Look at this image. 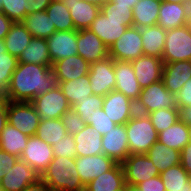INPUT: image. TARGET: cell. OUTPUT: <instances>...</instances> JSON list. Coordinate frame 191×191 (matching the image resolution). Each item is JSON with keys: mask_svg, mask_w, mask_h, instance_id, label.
I'll return each mask as SVG.
<instances>
[{"mask_svg": "<svg viewBox=\"0 0 191 191\" xmlns=\"http://www.w3.org/2000/svg\"><path fill=\"white\" fill-rule=\"evenodd\" d=\"M52 66L18 62L4 96L12 102H31L57 85Z\"/></svg>", "mask_w": 191, "mask_h": 191, "instance_id": "cell-1", "label": "cell"}, {"mask_svg": "<svg viewBox=\"0 0 191 191\" xmlns=\"http://www.w3.org/2000/svg\"><path fill=\"white\" fill-rule=\"evenodd\" d=\"M132 10L128 7L116 6L108 0L100 7L99 15L88 29L93 31L110 48L128 27L133 26Z\"/></svg>", "mask_w": 191, "mask_h": 191, "instance_id": "cell-2", "label": "cell"}, {"mask_svg": "<svg viewBox=\"0 0 191 191\" xmlns=\"http://www.w3.org/2000/svg\"><path fill=\"white\" fill-rule=\"evenodd\" d=\"M41 179L50 191H84L76 169L75 159L65 156L54 157L47 169L42 173Z\"/></svg>", "mask_w": 191, "mask_h": 191, "instance_id": "cell-3", "label": "cell"}, {"mask_svg": "<svg viewBox=\"0 0 191 191\" xmlns=\"http://www.w3.org/2000/svg\"><path fill=\"white\" fill-rule=\"evenodd\" d=\"M127 140L130 154H146L158 141V132L147 114L135 112L126 123Z\"/></svg>", "mask_w": 191, "mask_h": 191, "instance_id": "cell-4", "label": "cell"}, {"mask_svg": "<svg viewBox=\"0 0 191 191\" xmlns=\"http://www.w3.org/2000/svg\"><path fill=\"white\" fill-rule=\"evenodd\" d=\"M170 108H177L176 97L175 94L168 91L162 80L142 89L138 100L135 102L136 112L143 114Z\"/></svg>", "mask_w": 191, "mask_h": 191, "instance_id": "cell-5", "label": "cell"}, {"mask_svg": "<svg viewBox=\"0 0 191 191\" xmlns=\"http://www.w3.org/2000/svg\"><path fill=\"white\" fill-rule=\"evenodd\" d=\"M191 61V25L168 30L164 43L162 61Z\"/></svg>", "mask_w": 191, "mask_h": 191, "instance_id": "cell-6", "label": "cell"}, {"mask_svg": "<svg viewBox=\"0 0 191 191\" xmlns=\"http://www.w3.org/2000/svg\"><path fill=\"white\" fill-rule=\"evenodd\" d=\"M7 121L27 136H34L41 121L31 102L8 100Z\"/></svg>", "mask_w": 191, "mask_h": 191, "instance_id": "cell-7", "label": "cell"}, {"mask_svg": "<svg viewBox=\"0 0 191 191\" xmlns=\"http://www.w3.org/2000/svg\"><path fill=\"white\" fill-rule=\"evenodd\" d=\"M3 172L0 186L4 191H22L29 184L41 179V174L20 158L14 165L4 167Z\"/></svg>", "mask_w": 191, "mask_h": 191, "instance_id": "cell-8", "label": "cell"}, {"mask_svg": "<svg viewBox=\"0 0 191 191\" xmlns=\"http://www.w3.org/2000/svg\"><path fill=\"white\" fill-rule=\"evenodd\" d=\"M32 105L40 116V119H59L71 108L67 98L59 88L58 84L50 91L36 96Z\"/></svg>", "mask_w": 191, "mask_h": 191, "instance_id": "cell-9", "label": "cell"}, {"mask_svg": "<svg viewBox=\"0 0 191 191\" xmlns=\"http://www.w3.org/2000/svg\"><path fill=\"white\" fill-rule=\"evenodd\" d=\"M143 54L141 29L128 27L109 48V56L114 60L132 61Z\"/></svg>", "mask_w": 191, "mask_h": 191, "instance_id": "cell-10", "label": "cell"}, {"mask_svg": "<svg viewBox=\"0 0 191 191\" xmlns=\"http://www.w3.org/2000/svg\"><path fill=\"white\" fill-rule=\"evenodd\" d=\"M124 169L126 185L136 186L145 180L160 175L147 154H129L121 163Z\"/></svg>", "mask_w": 191, "mask_h": 191, "instance_id": "cell-11", "label": "cell"}, {"mask_svg": "<svg viewBox=\"0 0 191 191\" xmlns=\"http://www.w3.org/2000/svg\"><path fill=\"white\" fill-rule=\"evenodd\" d=\"M93 94L106 96L115 90L114 59L110 56L90 64L88 73Z\"/></svg>", "mask_w": 191, "mask_h": 191, "instance_id": "cell-12", "label": "cell"}, {"mask_svg": "<svg viewBox=\"0 0 191 191\" xmlns=\"http://www.w3.org/2000/svg\"><path fill=\"white\" fill-rule=\"evenodd\" d=\"M53 158L52 146L36 135L28 138L26 148L20 156V159L41 175L47 169Z\"/></svg>", "mask_w": 191, "mask_h": 191, "instance_id": "cell-13", "label": "cell"}, {"mask_svg": "<svg viewBox=\"0 0 191 191\" xmlns=\"http://www.w3.org/2000/svg\"><path fill=\"white\" fill-rule=\"evenodd\" d=\"M102 109L117 125L126 124L136 112L135 102L115 90L104 96Z\"/></svg>", "mask_w": 191, "mask_h": 191, "instance_id": "cell-14", "label": "cell"}, {"mask_svg": "<svg viewBox=\"0 0 191 191\" xmlns=\"http://www.w3.org/2000/svg\"><path fill=\"white\" fill-rule=\"evenodd\" d=\"M77 52L89 64L109 56V48L90 29L77 30Z\"/></svg>", "mask_w": 191, "mask_h": 191, "instance_id": "cell-15", "label": "cell"}, {"mask_svg": "<svg viewBox=\"0 0 191 191\" xmlns=\"http://www.w3.org/2000/svg\"><path fill=\"white\" fill-rule=\"evenodd\" d=\"M102 151L116 163H122L130 154L127 140L126 124L116 125L102 138Z\"/></svg>", "mask_w": 191, "mask_h": 191, "instance_id": "cell-16", "label": "cell"}, {"mask_svg": "<svg viewBox=\"0 0 191 191\" xmlns=\"http://www.w3.org/2000/svg\"><path fill=\"white\" fill-rule=\"evenodd\" d=\"M76 169L84 185H87L97 176L109 171L116 162L105 154L92 156H77Z\"/></svg>", "mask_w": 191, "mask_h": 191, "instance_id": "cell-17", "label": "cell"}, {"mask_svg": "<svg viewBox=\"0 0 191 191\" xmlns=\"http://www.w3.org/2000/svg\"><path fill=\"white\" fill-rule=\"evenodd\" d=\"M46 41L52 64L60 59L78 54L77 30L55 31Z\"/></svg>", "mask_w": 191, "mask_h": 191, "instance_id": "cell-18", "label": "cell"}, {"mask_svg": "<svg viewBox=\"0 0 191 191\" xmlns=\"http://www.w3.org/2000/svg\"><path fill=\"white\" fill-rule=\"evenodd\" d=\"M134 74L142 89L150 84L162 80V58L150 55H142L131 61Z\"/></svg>", "mask_w": 191, "mask_h": 191, "instance_id": "cell-19", "label": "cell"}, {"mask_svg": "<svg viewBox=\"0 0 191 191\" xmlns=\"http://www.w3.org/2000/svg\"><path fill=\"white\" fill-rule=\"evenodd\" d=\"M115 91L123 93L126 97L136 102L142 88L136 79L131 61L114 60Z\"/></svg>", "mask_w": 191, "mask_h": 191, "instance_id": "cell-20", "label": "cell"}, {"mask_svg": "<svg viewBox=\"0 0 191 191\" xmlns=\"http://www.w3.org/2000/svg\"><path fill=\"white\" fill-rule=\"evenodd\" d=\"M51 68L56 81H70L88 75L90 64L76 54L54 62Z\"/></svg>", "mask_w": 191, "mask_h": 191, "instance_id": "cell-21", "label": "cell"}, {"mask_svg": "<svg viewBox=\"0 0 191 191\" xmlns=\"http://www.w3.org/2000/svg\"><path fill=\"white\" fill-rule=\"evenodd\" d=\"M190 78L191 61L164 63L162 81L170 93L177 94L184 83Z\"/></svg>", "mask_w": 191, "mask_h": 191, "instance_id": "cell-22", "label": "cell"}, {"mask_svg": "<svg viewBox=\"0 0 191 191\" xmlns=\"http://www.w3.org/2000/svg\"><path fill=\"white\" fill-rule=\"evenodd\" d=\"M125 186L123 166L121 163H116L109 171L85 185L84 191H124Z\"/></svg>", "mask_w": 191, "mask_h": 191, "instance_id": "cell-23", "label": "cell"}, {"mask_svg": "<svg viewBox=\"0 0 191 191\" xmlns=\"http://www.w3.org/2000/svg\"><path fill=\"white\" fill-rule=\"evenodd\" d=\"M69 9L75 30L88 29L100 13V7L83 0H62Z\"/></svg>", "mask_w": 191, "mask_h": 191, "instance_id": "cell-24", "label": "cell"}, {"mask_svg": "<svg viewBox=\"0 0 191 191\" xmlns=\"http://www.w3.org/2000/svg\"><path fill=\"white\" fill-rule=\"evenodd\" d=\"M76 143V150L78 156H94L103 154L102 138L99 131L91 125L86 124L85 128L77 134L73 135Z\"/></svg>", "mask_w": 191, "mask_h": 191, "instance_id": "cell-25", "label": "cell"}, {"mask_svg": "<svg viewBox=\"0 0 191 191\" xmlns=\"http://www.w3.org/2000/svg\"><path fill=\"white\" fill-rule=\"evenodd\" d=\"M161 1L139 0L133 7V26L139 29L157 25Z\"/></svg>", "mask_w": 191, "mask_h": 191, "instance_id": "cell-26", "label": "cell"}, {"mask_svg": "<svg viewBox=\"0 0 191 191\" xmlns=\"http://www.w3.org/2000/svg\"><path fill=\"white\" fill-rule=\"evenodd\" d=\"M165 31L187 25L182 3L161 1L158 23Z\"/></svg>", "mask_w": 191, "mask_h": 191, "instance_id": "cell-27", "label": "cell"}, {"mask_svg": "<svg viewBox=\"0 0 191 191\" xmlns=\"http://www.w3.org/2000/svg\"><path fill=\"white\" fill-rule=\"evenodd\" d=\"M166 34L159 25L141 28L143 54L162 58Z\"/></svg>", "mask_w": 191, "mask_h": 191, "instance_id": "cell-28", "label": "cell"}, {"mask_svg": "<svg viewBox=\"0 0 191 191\" xmlns=\"http://www.w3.org/2000/svg\"><path fill=\"white\" fill-rule=\"evenodd\" d=\"M57 84L71 107L77 101H83L86 97L93 94L88 75L70 81H57Z\"/></svg>", "mask_w": 191, "mask_h": 191, "instance_id": "cell-29", "label": "cell"}, {"mask_svg": "<svg viewBox=\"0 0 191 191\" xmlns=\"http://www.w3.org/2000/svg\"><path fill=\"white\" fill-rule=\"evenodd\" d=\"M158 141L168 148L181 151L189 143V126L179 119L158 133Z\"/></svg>", "mask_w": 191, "mask_h": 191, "instance_id": "cell-30", "label": "cell"}, {"mask_svg": "<svg viewBox=\"0 0 191 191\" xmlns=\"http://www.w3.org/2000/svg\"><path fill=\"white\" fill-rule=\"evenodd\" d=\"M28 138L29 136L7 123L0 133V150L20 158L26 148Z\"/></svg>", "mask_w": 191, "mask_h": 191, "instance_id": "cell-31", "label": "cell"}, {"mask_svg": "<svg viewBox=\"0 0 191 191\" xmlns=\"http://www.w3.org/2000/svg\"><path fill=\"white\" fill-rule=\"evenodd\" d=\"M146 154L160 173L180 164V151L170 147L168 148L159 141L155 142Z\"/></svg>", "mask_w": 191, "mask_h": 191, "instance_id": "cell-32", "label": "cell"}, {"mask_svg": "<svg viewBox=\"0 0 191 191\" xmlns=\"http://www.w3.org/2000/svg\"><path fill=\"white\" fill-rule=\"evenodd\" d=\"M21 22L33 37L47 39L56 31L46 10L28 14Z\"/></svg>", "mask_w": 191, "mask_h": 191, "instance_id": "cell-33", "label": "cell"}, {"mask_svg": "<svg viewBox=\"0 0 191 191\" xmlns=\"http://www.w3.org/2000/svg\"><path fill=\"white\" fill-rule=\"evenodd\" d=\"M33 36L22 24V22H14L4 38L7 52L19 58L24 49L32 40Z\"/></svg>", "mask_w": 191, "mask_h": 191, "instance_id": "cell-34", "label": "cell"}, {"mask_svg": "<svg viewBox=\"0 0 191 191\" xmlns=\"http://www.w3.org/2000/svg\"><path fill=\"white\" fill-rule=\"evenodd\" d=\"M18 62L52 66L46 39L33 37L19 56Z\"/></svg>", "mask_w": 191, "mask_h": 191, "instance_id": "cell-35", "label": "cell"}, {"mask_svg": "<svg viewBox=\"0 0 191 191\" xmlns=\"http://www.w3.org/2000/svg\"><path fill=\"white\" fill-rule=\"evenodd\" d=\"M166 191H191V177L181 164L160 173Z\"/></svg>", "mask_w": 191, "mask_h": 191, "instance_id": "cell-36", "label": "cell"}, {"mask_svg": "<svg viewBox=\"0 0 191 191\" xmlns=\"http://www.w3.org/2000/svg\"><path fill=\"white\" fill-rule=\"evenodd\" d=\"M36 136L53 146L67 135L61 119H42L36 130Z\"/></svg>", "mask_w": 191, "mask_h": 191, "instance_id": "cell-37", "label": "cell"}, {"mask_svg": "<svg viewBox=\"0 0 191 191\" xmlns=\"http://www.w3.org/2000/svg\"><path fill=\"white\" fill-rule=\"evenodd\" d=\"M46 12L52 21V25H55L56 31L75 30L69 9L64 5L62 0H52L46 8Z\"/></svg>", "mask_w": 191, "mask_h": 191, "instance_id": "cell-38", "label": "cell"}, {"mask_svg": "<svg viewBox=\"0 0 191 191\" xmlns=\"http://www.w3.org/2000/svg\"><path fill=\"white\" fill-rule=\"evenodd\" d=\"M18 65V58L6 50L5 40L0 39V87L6 91Z\"/></svg>", "mask_w": 191, "mask_h": 191, "instance_id": "cell-39", "label": "cell"}, {"mask_svg": "<svg viewBox=\"0 0 191 191\" xmlns=\"http://www.w3.org/2000/svg\"><path fill=\"white\" fill-rule=\"evenodd\" d=\"M147 115L158 133L172 126L179 120L178 108L159 109Z\"/></svg>", "mask_w": 191, "mask_h": 191, "instance_id": "cell-40", "label": "cell"}, {"mask_svg": "<svg viewBox=\"0 0 191 191\" xmlns=\"http://www.w3.org/2000/svg\"><path fill=\"white\" fill-rule=\"evenodd\" d=\"M104 96L92 94L83 101H77L72 108L76 110L84 122H88L95 110L102 108Z\"/></svg>", "mask_w": 191, "mask_h": 191, "instance_id": "cell-41", "label": "cell"}, {"mask_svg": "<svg viewBox=\"0 0 191 191\" xmlns=\"http://www.w3.org/2000/svg\"><path fill=\"white\" fill-rule=\"evenodd\" d=\"M30 7L27 0H2L1 11L13 22H21Z\"/></svg>", "mask_w": 191, "mask_h": 191, "instance_id": "cell-42", "label": "cell"}, {"mask_svg": "<svg viewBox=\"0 0 191 191\" xmlns=\"http://www.w3.org/2000/svg\"><path fill=\"white\" fill-rule=\"evenodd\" d=\"M60 119L66 129L67 134L70 135L79 133L86 126V122L81 119L78 112L72 107L67 110Z\"/></svg>", "mask_w": 191, "mask_h": 191, "instance_id": "cell-43", "label": "cell"}, {"mask_svg": "<svg viewBox=\"0 0 191 191\" xmlns=\"http://www.w3.org/2000/svg\"><path fill=\"white\" fill-rule=\"evenodd\" d=\"M76 143L74 142L73 135L67 134L63 137L57 144L52 146V152L54 157H68L75 159L77 155V150L75 148Z\"/></svg>", "mask_w": 191, "mask_h": 191, "instance_id": "cell-44", "label": "cell"}, {"mask_svg": "<svg viewBox=\"0 0 191 191\" xmlns=\"http://www.w3.org/2000/svg\"><path fill=\"white\" fill-rule=\"evenodd\" d=\"M86 124L91 125L99 131L102 136L117 125L106 115L102 108L95 110V113L92 114L90 120Z\"/></svg>", "mask_w": 191, "mask_h": 191, "instance_id": "cell-45", "label": "cell"}, {"mask_svg": "<svg viewBox=\"0 0 191 191\" xmlns=\"http://www.w3.org/2000/svg\"><path fill=\"white\" fill-rule=\"evenodd\" d=\"M175 97L178 109L182 106H191V78L184 83Z\"/></svg>", "mask_w": 191, "mask_h": 191, "instance_id": "cell-46", "label": "cell"}, {"mask_svg": "<svg viewBox=\"0 0 191 191\" xmlns=\"http://www.w3.org/2000/svg\"><path fill=\"white\" fill-rule=\"evenodd\" d=\"M142 191H166L160 176L152 177L136 185Z\"/></svg>", "mask_w": 191, "mask_h": 191, "instance_id": "cell-47", "label": "cell"}, {"mask_svg": "<svg viewBox=\"0 0 191 191\" xmlns=\"http://www.w3.org/2000/svg\"><path fill=\"white\" fill-rule=\"evenodd\" d=\"M180 164L191 177V143L180 151Z\"/></svg>", "mask_w": 191, "mask_h": 191, "instance_id": "cell-48", "label": "cell"}, {"mask_svg": "<svg viewBox=\"0 0 191 191\" xmlns=\"http://www.w3.org/2000/svg\"><path fill=\"white\" fill-rule=\"evenodd\" d=\"M19 157L11 155L3 150H0V180L4 175V167L14 165Z\"/></svg>", "mask_w": 191, "mask_h": 191, "instance_id": "cell-49", "label": "cell"}, {"mask_svg": "<svg viewBox=\"0 0 191 191\" xmlns=\"http://www.w3.org/2000/svg\"><path fill=\"white\" fill-rule=\"evenodd\" d=\"M7 107H8V99L4 95L0 96V133L8 123Z\"/></svg>", "mask_w": 191, "mask_h": 191, "instance_id": "cell-50", "label": "cell"}, {"mask_svg": "<svg viewBox=\"0 0 191 191\" xmlns=\"http://www.w3.org/2000/svg\"><path fill=\"white\" fill-rule=\"evenodd\" d=\"M29 8V14L46 10L52 0H27Z\"/></svg>", "mask_w": 191, "mask_h": 191, "instance_id": "cell-51", "label": "cell"}, {"mask_svg": "<svg viewBox=\"0 0 191 191\" xmlns=\"http://www.w3.org/2000/svg\"><path fill=\"white\" fill-rule=\"evenodd\" d=\"M13 23L14 22L12 20L0 11V39H4L6 37Z\"/></svg>", "mask_w": 191, "mask_h": 191, "instance_id": "cell-52", "label": "cell"}, {"mask_svg": "<svg viewBox=\"0 0 191 191\" xmlns=\"http://www.w3.org/2000/svg\"><path fill=\"white\" fill-rule=\"evenodd\" d=\"M179 119L186 125H191V106H182L179 109Z\"/></svg>", "mask_w": 191, "mask_h": 191, "instance_id": "cell-53", "label": "cell"}, {"mask_svg": "<svg viewBox=\"0 0 191 191\" xmlns=\"http://www.w3.org/2000/svg\"><path fill=\"white\" fill-rule=\"evenodd\" d=\"M22 191H50V189L45 184V182L42 179H40L35 183L29 184Z\"/></svg>", "mask_w": 191, "mask_h": 191, "instance_id": "cell-54", "label": "cell"}, {"mask_svg": "<svg viewBox=\"0 0 191 191\" xmlns=\"http://www.w3.org/2000/svg\"><path fill=\"white\" fill-rule=\"evenodd\" d=\"M110 1H112L116 6L128 7L129 9H133L134 5L139 0H110Z\"/></svg>", "mask_w": 191, "mask_h": 191, "instance_id": "cell-55", "label": "cell"}, {"mask_svg": "<svg viewBox=\"0 0 191 191\" xmlns=\"http://www.w3.org/2000/svg\"><path fill=\"white\" fill-rule=\"evenodd\" d=\"M183 9L185 13V21L187 25H191V0H187L183 4Z\"/></svg>", "mask_w": 191, "mask_h": 191, "instance_id": "cell-56", "label": "cell"}, {"mask_svg": "<svg viewBox=\"0 0 191 191\" xmlns=\"http://www.w3.org/2000/svg\"><path fill=\"white\" fill-rule=\"evenodd\" d=\"M86 1L90 4H95L98 5L99 7H101L102 5H104L108 0H83Z\"/></svg>", "mask_w": 191, "mask_h": 191, "instance_id": "cell-57", "label": "cell"}, {"mask_svg": "<svg viewBox=\"0 0 191 191\" xmlns=\"http://www.w3.org/2000/svg\"><path fill=\"white\" fill-rule=\"evenodd\" d=\"M124 191H142L137 186L126 185Z\"/></svg>", "mask_w": 191, "mask_h": 191, "instance_id": "cell-58", "label": "cell"}, {"mask_svg": "<svg viewBox=\"0 0 191 191\" xmlns=\"http://www.w3.org/2000/svg\"><path fill=\"white\" fill-rule=\"evenodd\" d=\"M167 2H175V3H182L184 4L187 0H165Z\"/></svg>", "mask_w": 191, "mask_h": 191, "instance_id": "cell-59", "label": "cell"}, {"mask_svg": "<svg viewBox=\"0 0 191 191\" xmlns=\"http://www.w3.org/2000/svg\"><path fill=\"white\" fill-rule=\"evenodd\" d=\"M189 143H191V125L189 126Z\"/></svg>", "mask_w": 191, "mask_h": 191, "instance_id": "cell-60", "label": "cell"}, {"mask_svg": "<svg viewBox=\"0 0 191 191\" xmlns=\"http://www.w3.org/2000/svg\"><path fill=\"white\" fill-rule=\"evenodd\" d=\"M5 91L0 87V96L4 95Z\"/></svg>", "mask_w": 191, "mask_h": 191, "instance_id": "cell-61", "label": "cell"}, {"mask_svg": "<svg viewBox=\"0 0 191 191\" xmlns=\"http://www.w3.org/2000/svg\"><path fill=\"white\" fill-rule=\"evenodd\" d=\"M2 9V0H0V11Z\"/></svg>", "mask_w": 191, "mask_h": 191, "instance_id": "cell-62", "label": "cell"}]
</instances>
